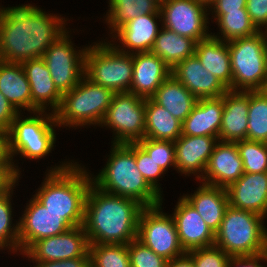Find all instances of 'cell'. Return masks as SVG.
I'll list each match as a JSON object with an SVG mask.
<instances>
[{"instance_id":"83f0119b","label":"cell","mask_w":267,"mask_h":267,"mask_svg":"<svg viewBox=\"0 0 267 267\" xmlns=\"http://www.w3.org/2000/svg\"><path fill=\"white\" fill-rule=\"evenodd\" d=\"M0 92L19 109L33 113L30 84L21 63H9L0 60Z\"/></svg>"},{"instance_id":"5b68a950","label":"cell","mask_w":267,"mask_h":267,"mask_svg":"<svg viewBox=\"0 0 267 267\" xmlns=\"http://www.w3.org/2000/svg\"><path fill=\"white\" fill-rule=\"evenodd\" d=\"M265 217L228 206L214 245L229 256L267 255Z\"/></svg>"},{"instance_id":"f907efd6","label":"cell","mask_w":267,"mask_h":267,"mask_svg":"<svg viewBox=\"0 0 267 267\" xmlns=\"http://www.w3.org/2000/svg\"><path fill=\"white\" fill-rule=\"evenodd\" d=\"M266 26H267V24L264 27L266 31L265 32L261 31V33L267 38V29H266L267 27Z\"/></svg>"},{"instance_id":"484cf974","label":"cell","mask_w":267,"mask_h":267,"mask_svg":"<svg viewBox=\"0 0 267 267\" xmlns=\"http://www.w3.org/2000/svg\"><path fill=\"white\" fill-rule=\"evenodd\" d=\"M160 16L161 14L139 15L116 29L113 32L116 35L114 38L118 37L124 45L120 47H127L132 54L150 52L160 31L155 21L157 18L162 19Z\"/></svg>"},{"instance_id":"6da1fadb","label":"cell","mask_w":267,"mask_h":267,"mask_svg":"<svg viewBox=\"0 0 267 267\" xmlns=\"http://www.w3.org/2000/svg\"><path fill=\"white\" fill-rule=\"evenodd\" d=\"M34 5L0 8V60L22 63L43 57L66 32L65 21Z\"/></svg>"},{"instance_id":"d6986e66","label":"cell","mask_w":267,"mask_h":267,"mask_svg":"<svg viewBox=\"0 0 267 267\" xmlns=\"http://www.w3.org/2000/svg\"><path fill=\"white\" fill-rule=\"evenodd\" d=\"M171 74L197 99L221 97L228 91L216 76L203 67L195 54L179 62Z\"/></svg>"},{"instance_id":"603a6c76","label":"cell","mask_w":267,"mask_h":267,"mask_svg":"<svg viewBox=\"0 0 267 267\" xmlns=\"http://www.w3.org/2000/svg\"><path fill=\"white\" fill-rule=\"evenodd\" d=\"M249 91L228 90L224 94L222 124L219 141L236 142L247 140Z\"/></svg>"},{"instance_id":"9a60e30c","label":"cell","mask_w":267,"mask_h":267,"mask_svg":"<svg viewBox=\"0 0 267 267\" xmlns=\"http://www.w3.org/2000/svg\"><path fill=\"white\" fill-rule=\"evenodd\" d=\"M25 209L19 223V250L24 253L34 242L59 235L73 226L60 214L47 210L35 197Z\"/></svg>"},{"instance_id":"ab89813d","label":"cell","mask_w":267,"mask_h":267,"mask_svg":"<svg viewBox=\"0 0 267 267\" xmlns=\"http://www.w3.org/2000/svg\"><path fill=\"white\" fill-rule=\"evenodd\" d=\"M195 267H228L231 256L221 248L213 245L188 252Z\"/></svg>"},{"instance_id":"ac0fdd59","label":"cell","mask_w":267,"mask_h":267,"mask_svg":"<svg viewBox=\"0 0 267 267\" xmlns=\"http://www.w3.org/2000/svg\"><path fill=\"white\" fill-rule=\"evenodd\" d=\"M202 179L204 184L226 188L243 174V162L236 142L218 141L210 155Z\"/></svg>"},{"instance_id":"cb8c5ba5","label":"cell","mask_w":267,"mask_h":267,"mask_svg":"<svg viewBox=\"0 0 267 267\" xmlns=\"http://www.w3.org/2000/svg\"><path fill=\"white\" fill-rule=\"evenodd\" d=\"M224 109V95L200 98L182 122V135L219 137Z\"/></svg>"},{"instance_id":"e0dca14e","label":"cell","mask_w":267,"mask_h":267,"mask_svg":"<svg viewBox=\"0 0 267 267\" xmlns=\"http://www.w3.org/2000/svg\"><path fill=\"white\" fill-rule=\"evenodd\" d=\"M177 204L172 215L184 251L213 246L215 234L199 213L183 196Z\"/></svg>"},{"instance_id":"8fae6325","label":"cell","mask_w":267,"mask_h":267,"mask_svg":"<svg viewBox=\"0 0 267 267\" xmlns=\"http://www.w3.org/2000/svg\"><path fill=\"white\" fill-rule=\"evenodd\" d=\"M161 205L143 208L138 221L137 239L169 261L185 251L180 244L173 217L163 213Z\"/></svg>"},{"instance_id":"b9f144b4","label":"cell","mask_w":267,"mask_h":267,"mask_svg":"<svg viewBox=\"0 0 267 267\" xmlns=\"http://www.w3.org/2000/svg\"><path fill=\"white\" fill-rule=\"evenodd\" d=\"M246 11L255 27L262 31L267 24V0H247Z\"/></svg>"},{"instance_id":"d4e9b609","label":"cell","mask_w":267,"mask_h":267,"mask_svg":"<svg viewBox=\"0 0 267 267\" xmlns=\"http://www.w3.org/2000/svg\"><path fill=\"white\" fill-rule=\"evenodd\" d=\"M183 197L193 206L215 234L229 206L226 189L203 183L193 195Z\"/></svg>"},{"instance_id":"e575fe53","label":"cell","mask_w":267,"mask_h":267,"mask_svg":"<svg viewBox=\"0 0 267 267\" xmlns=\"http://www.w3.org/2000/svg\"><path fill=\"white\" fill-rule=\"evenodd\" d=\"M90 267H131L127 244L89 245Z\"/></svg>"},{"instance_id":"7bdbcfd3","label":"cell","mask_w":267,"mask_h":267,"mask_svg":"<svg viewBox=\"0 0 267 267\" xmlns=\"http://www.w3.org/2000/svg\"><path fill=\"white\" fill-rule=\"evenodd\" d=\"M17 167L9 159L0 166V196L6 194L15 186V183L20 177V171Z\"/></svg>"},{"instance_id":"3957f363","label":"cell","mask_w":267,"mask_h":267,"mask_svg":"<svg viewBox=\"0 0 267 267\" xmlns=\"http://www.w3.org/2000/svg\"><path fill=\"white\" fill-rule=\"evenodd\" d=\"M63 164L49 170L34 197L73 227L81 226L84 223L86 195L93 179L79 164Z\"/></svg>"},{"instance_id":"7c38bea8","label":"cell","mask_w":267,"mask_h":267,"mask_svg":"<svg viewBox=\"0 0 267 267\" xmlns=\"http://www.w3.org/2000/svg\"><path fill=\"white\" fill-rule=\"evenodd\" d=\"M68 31L61 35L44 53L43 59L61 94L74 88L84 77L87 48L75 51Z\"/></svg>"},{"instance_id":"f5cc1de1","label":"cell","mask_w":267,"mask_h":267,"mask_svg":"<svg viewBox=\"0 0 267 267\" xmlns=\"http://www.w3.org/2000/svg\"><path fill=\"white\" fill-rule=\"evenodd\" d=\"M202 1L205 2V3H207V4H209L213 0H202Z\"/></svg>"},{"instance_id":"f546056e","label":"cell","mask_w":267,"mask_h":267,"mask_svg":"<svg viewBox=\"0 0 267 267\" xmlns=\"http://www.w3.org/2000/svg\"><path fill=\"white\" fill-rule=\"evenodd\" d=\"M182 135V122L152 98H145V136L176 141Z\"/></svg>"},{"instance_id":"5bb4252c","label":"cell","mask_w":267,"mask_h":267,"mask_svg":"<svg viewBox=\"0 0 267 267\" xmlns=\"http://www.w3.org/2000/svg\"><path fill=\"white\" fill-rule=\"evenodd\" d=\"M24 254L33 262L90 257L89 242L83 225L75 226L59 235L39 239Z\"/></svg>"},{"instance_id":"8992f818","label":"cell","mask_w":267,"mask_h":267,"mask_svg":"<svg viewBox=\"0 0 267 267\" xmlns=\"http://www.w3.org/2000/svg\"><path fill=\"white\" fill-rule=\"evenodd\" d=\"M114 94L111 89L97 85L84 76L74 88L62 94L60 106L54 113L57 125H100Z\"/></svg>"},{"instance_id":"681fc988","label":"cell","mask_w":267,"mask_h":267,"mask_svg":"<svg viewBox=\"0 0 267 267\" xmlns=\"http://www.w3.org/2000/svg\"><path fill=\"white\" fill-rule=\"evenodd\" d=\"M8 159L6 134L0 132V166H2Z\"/></svg>"},{"instance_id":"7a4b0ae2","label":"cell","mask_w":267,"mask_h":267,"mask_svg":"<svg viewBox=\"0 0 267 267\" xmlns=\"http://www.w3.org/2000/svg\"><path fill=\"white\" fill-rule=\"evenodd\" d=\"M143 208L135 199L104 192L92 183L86 195L83 223L89 245L128 244L136 239Z\"/></svg>"},{"instance_id":"30bf717a","label":"cell","mask_w":267,"mask_h":267,"mask_svg":"<svg viewBox=\"0 0 267 267\" xmlns=\"http://www.w3.org/2000/svg\"><path fill=\"white\" fill-rule=\"evenodd\" d=\"M100 124L116 131L113 144L137 143L145 136V98L131 92L115 93Z\"/></svg>"},{"instance_id":"836d02e7","label":"cell","mask_w":267,"mask_h":267,"mask_svg":"<svg viewBox=\"0 0 267 267\" xmlns=\"http://www.w3.org/2000/svg\"><path fill=\"white\" fill-rule=\"evenodd\" d=\"M247 140L267 143V94L249 91Z\"/></svg>"},{"instance_id":"ee69618b","label":"cell","mask_w":267,"mask_h":267,"mask_svg":"<svg viewBox=\"0 0 267 267\" xmlns=\"http://www.w3.org/2000/svg\"><path fill=\"white\" fill-rule=\"evenodd\" d=\"M15 107L0 92V132L7 133L14 118L19 114Z\"/></svg>"},{"instance_id":"4dcf8cb0","label":"cell","mask_w":267,"mask_h":267,"mask_svg":"<svg viewBox=\"0 0 267 267\" xmlns=\"http://www.w3.org/2000/svg\"><path fill=\"white\" fill-rule=\"evenodd\" d=\"M196 41L161 28L154 41L151 53L162 59L172 70L179 62L195 53Z\"/></svg>"},{"instance_id":"d6a6232c","label":"cell","mask_w":267,"mask_h":267,"mask_svg":"<svg viewBox=\"0 0 267 267\" xmlns=\"http://www.w3.org/2000/svg\"><path fill=\"white\" fill-rule=\"evenodd\" d=\"M214 18L215 20L217 19V24L223 36L222 38L215 34L211 36L225 42L238 38L250 37L259 32L252 23L246 9L229 12L228 14H215Z\"/></svg>"},{"instance_id":"db71d44e","label":"cell","mask_w":267,"mask_h":267,"mask_svg":"<svg viewBox=\"0 0 267 267\" xmlns=\"http://www.w3.org/2000/svg\"><path fill=\"white\" fill-rule=\"evenodd\" d=\"M156 1H158L160 4L163 2V1H165V0H156Z\"/></svg>"},{"instance_id":"9c48e42d","label":"cell","mask_w":267,"mask_h":267,"mask_svg":"<svg viewBox=\"0 0 267 267\" xmlns=\"http://www.w3.org/2000/svg\"><path fill=\"white\" fill-rule=\"evenodd\" d=\"M38 115L22 119L20 113L14 118L6 133L7 155L12 162L13 156L20 153L24 158L39 159L51 152L55 144V130L58 126L54 114ZM41 115V116H40ZM45 117V118H44Z\"/></svg>"},{"instance_id":"2e32d148","label":"cell","mask_w":267,"mask_h":267,"mask_svg":"<svg viewBox=\"0 0 267 267\" xmlns=\"http://www.w3.org/2000/svg\"><path fill=\"white\" fill-rule=\"evenodd\" d=\"M225 189L230 206L267 216V172H244Z\"/></svg>"},{"instance_id":"f35d334b","label":"cell","mask_w":267,"mask_h":267,"mask_svg":"<svg viewBox=\"0 0 267 267\" xmlns=\"http://www.w3.org/2000/svg\"><path fill=\"white\" fill-rule=\"evenodd\" d=\"M131 267H167L168 260L157 255L137 238L127 244Z\"/></svg>"},{"instance_id":"277c9868","label":"cell","mask_w":267,"mask_h":267,"mask_svg":"<svg viewBox=\"0 0 267 267\" xmlns=\"http://www.w3.org/2000/svg\"><path fill=\"white\" fill-rule=\"evenodd\" d=\"M106 166L93 177L100 190L137 200L144 207L162 204V196L142 176L136 165L135 143L113 144Z\"/></svg>"},{"instance_id":"f1b7e54d","label":"cell","mask_w":267,"mask_h":267,"mask_svg":"<svg viewBox=\"0 0 267 267\" xmlns=\"http://www.w3.org/2000/svg\"><path fill=\"white\" fill-rule=\"evenodd\" d=\"M151 98L181 122L192 112L198 100L172 74L161 84Z\"/></svg>"},{"instance_id":"ffe728a7","label":"cell","mask_w":267,"mask_h":267,"mask_svg":"<svg viewBox=\"0 0 267 267\" xmlns=\"http://www.w3.org/2000/svg\"><path fill=\"white\" fill-rule=\"evenodd\" d=\"M219 139L210 136L181 135L175 142L176 167L182 174H197L201 179L205 172L210 155Z\"/></svg>"},{"instance_id":"bcb514c9","label":"cell","mask_w":267,"mask_h":267,"mask_svg":"<svg viewBox=\"0 0 267 267\" xmlns=\"http://www.w3.org/2000/svg\"><path fill=\"white\" fill-rule=\"evenodd\" d=\"M34 267H90V257H77L61 261L36 262Z\"/></svg>"},{"instance_id":"c3c4849f","label":"cell","mask_w":267,"mask_h":267,"mask_svg":"<svg viewBox=\"0 0 267 267\" xmlns=\"http://www.w3.org/2000/svg\"><path fill=\"white\" fill-rule=\"evenodd\" d=\"M167 267H195L192 256L185 252L168 261Z\"/></svg>"},{"instance_id":"74e56055","label":"cell","mask_w":267,"mask_h":267,"mask_svg":"<svg viewBox=\"0 0 267 267\" xmlns=\"http://www.w3.org/2000/svg\"><path fill=\"white\" fill-rule=\"evenodd\" d=\"M137 143L162 170L168 171V167H176L174 141L143 138Z\"/></svg>"},{"instance_id":"8d00e7d4","label":"cell","mask_w":267,"mask_h":267,"mask_svg":"<svg viewBox=\"0 0 267 267\" xmlns=\"http://www.w3.org/2000/svg\"><path fill=\"white\" fill-rule=\"evenodd\" d=\"M13 187L4 195L0 196V250L4 247L19 250V223L12 225L11 193Z\"/></svg>"},{"instance_id":"4316f807","label":"cell","mask_w":267,"mask_h":267,"mask_svg":"<svg viewBox=\"0 0 267 267\" xmlns=\"http://www.w3.org/2000/svg\"><path fill=\"white\" fill-rule=\"evenodd\" d=\"M203 67L232 90V69L228 42L212 36L196 43L195 53Z\"/></svg>"},{"instance_id":"1f68e13d","label":"cell","mask_w":267,"mask_h":267,"mask_svg":"<svg viewBox=\"0 0 267 267\" xmlns=\"http://www.w3.org/2000/svg\"><path fill=\"white\" fill-rule=\"evenodd\" d=\"M106 22L111 27V34L126 22L139 15L160 14V3L156 0H109Z\"/></svg>"},{"instance_id":"d590c367","label":"cell","mask_w":267,"mask_h":267,"mask_svg":"<svg viewBox=\"0 0 267 267\" xmlns=\"http://www.w3.org/2000/svg\"><path fill=\"white\" fill-rule=\"evenodd\" d=\"M244 172H267V143L239 140L236 141Z\"/></svg>"},{"instance_id":"816d5d0a","label":"cell","mask_w":267,"mask_h":267,"mask_svg":"<svg viewBox=\"0 0 267 267\" xmlns=\"http://www.w3.org/2000/svg\"><path fill=\"white\" fill-rule=\"evenodd\" d=\"M263 91L267 94V81H266V84H265Z\"/></svg>"},{"instance_id":"60d3db41","label":"cell","mask_w":267,"mask_h":267,"mask_svg":"<svg viewBox=\"0 0 267 267\" xmlns=\"http://www.w3.org/2000/svg\"><path fill=\"white\" fill-rule=\"evenodd\" d=\"M135 160L137 168L142 176L161 194V187L158 185L157 178H159L165 171L157 165L153 158H150L147 152L138 143H135Z\"/></svg>"},{"instance_id":"f6af8a7d","label":"cell","mask_w":267,"mask_h":267,"mask_svg":"<svg viewBox=\"0 0 267 267\" xmlns=\"http://www.w3.org/2000/svg\"><path fill=\"white\" fill-rule=\"evenodd\" d=\"M247 0H213L208 6L213 9L215 14H228L233 11H240L246 9ZM213 6V7H212Z\"/></svg>"},{"instance_id":"44dd1931","label":"cell","mask_w":267,"mask_h":267,"mask_svg":"<svg viewBox=\"0 0 267 267\" xmlns=\"http://www.w3.org/2000/svg\"><path fill=\"white\" fill-rule=\"evenodd\" d=\"M170 75V67L157 55L151 52L134 53L130 92L151 98Z\"/></svg>"},{"instance_id":"4fadbf2b","label":"cell","mask_w":267,"mask_h":267,"mask_svg":"<svg viewBox=\"0 0 267 267\" xmlns=\"http://www.w3.org/2000/svg\"><path fill=\"white\" fill-rule=\"evenodd\" d=\"M210 7L202 0H165L160 4L162 27L196 42L211 36L208 33Z\"/></svg>"},{"instance_id":"7402d4cb","label":"cell","mask_w":267,"mask_h":267,"mask_svg":"<svg viewBox=\"0 0 267 267\" xmlns=\"http://www.w3.org/2000/svg\"><path fill=\"white\" fill-rule=\"evenodd\" d=\"M21 65L30 84L33 113L45 112L46 106L50 104L54 114L60 106L62 94L55 87L45 60L40 57L24 61Z\"/></svg>"},{"instance_id":"7dc6e473","label":"cell","mask_w":267,"mask_h":267,"mask_svg":"<svg viewBox=\"0 0 267 267\" xmlns=\"http://www.w3.org/2000/svg\"><path fill=\"white\" fill-rule=\"evenodd\" d=\"M261 260L266 261V255L231 256L228 267H264Z\"/></svg>"},{"instance_id":"52a82bcc","label":"cell","mask_w":267,"mask_h":267,"mask_svg":"<svg viewBox=\"0 0 267 267\" xmlns=\"http://www.w3.org/2000/svg\"><path fill=\"white\" fill-rule=\"evenodd\" d=\"M99 43L87 47L84 76L114 93L130 92L133 54L111 42Z\"/></svg>"},{"instance_id":"ba28073f","label":"cell","mask_w":267,"mask_h":267,"mask_svg":"<svg viewBox=\"0 0 267 267\" xmlns=\"http://www.w3.org/2000/svg\"><path fill=\"white\" fill-rule=\"evenodd\" d=\"M228 49L232 91H263L267 81V38L259 31L253 36L229 41Z\"/></svg>"}]
</instances>
